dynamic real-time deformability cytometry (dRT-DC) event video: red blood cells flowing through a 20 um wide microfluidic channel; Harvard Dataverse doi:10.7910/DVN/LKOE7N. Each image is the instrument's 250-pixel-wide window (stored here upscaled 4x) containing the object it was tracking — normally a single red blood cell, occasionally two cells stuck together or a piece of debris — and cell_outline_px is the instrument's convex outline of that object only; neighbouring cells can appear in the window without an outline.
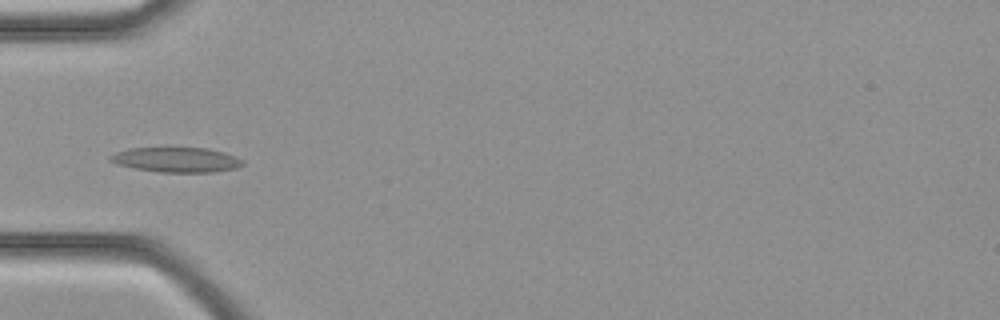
{"species": "common noctule bat (a hibernating species)", "species_latin": "Nyctalus noctula", "temperature_condition": "cold", "stored_images_in_passage": 32, "camera_frame_rate_fps": 3000, "um_per_image_px": 0.085, "animal": {"sex": "female", "body_mass_g": 21.9}, "frame": {"image": 1, "passage_image": 6, "time_ms": 1.667, "image_size_px": [1000, 320], "cell_outline_px": [[244, 164], [236, 168], [216, 172], [156, 172], [116, 164], [108, 160], [108, 156], [116, 152], [128, 148], [164, 144], [168, 144], [208, 148], [224, 152], [236, 156], [244, 160]], "centroid_in_image_um": [14.96, 13.51], "position_along_channel_um": 70.0, "area_um2": 20.58}}
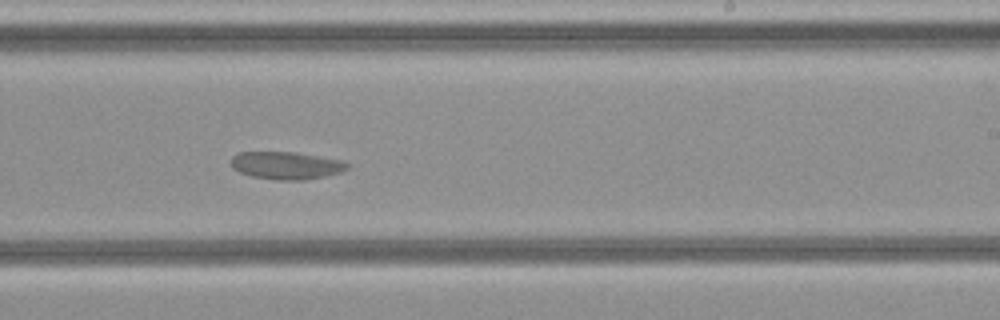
{"frame": {"image": 2, "passage_image": 17, "time_ms": 5.333, "image_size_px": [1000, 320], "cell_outline_px": [[348, 168], [340, 172], [324, 176], [304, 180], [276, 180], [252, 176], [240, 172], [232, 168], [232, 156], [240, 152], [296, 152], [344, 160], [348, 164]], "centroid_in_image_um": [24.35, 14.06], "position_along_channel_um": 264.7, "area_um2": 18.67}}
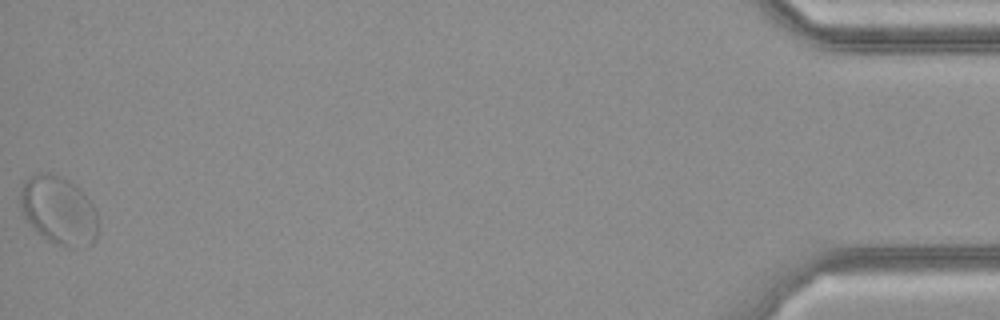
{"frame": {"image": 3, "passage_image": 32, "time_ms": 10.333, "image_size_px": [1000, 320], "cell_outline_px": [[96, 240], [92, 244], [84, 248], [68, 248], [56, 244], [48, 240], [36, 232], [24, 216], [20, 208], [20, 192], [24, 180], [40, 172], [48, 172], [68, 180], [92, 204], [96, 212]], "centroid_in_image_um": [4.96, 17.92], "position_along_channel_um": 430.2, "area_um2": 30.81}}